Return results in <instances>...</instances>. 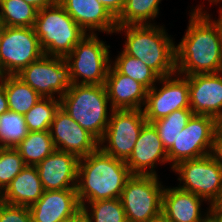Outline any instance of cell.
Listing matches in <instances>:
<instances>
[{"label": "cell", "mask_w": 222, "mask_h": 222, "mask_svg": "<svg viewBox=\"0 0 222 222\" xmlns=\"http://www.w3.org/2000/svg\"><path fill=\"white\" fill-rule=\"evenodd\" d=\"M202 6L190 13L189 26L175 45L176 74L190 76L222 71V43L220 32Z\"/></svg>", "instance_id": "cell-1"}, {"label": "cell", "mask_w": 222, "mask_h": 222, "mask_svg": "<svg viewBox=\"0 0 222 222\" xmlns=\"http://www.w3.org/2000/svg\"><path fill=\"white\" fill-rule=\"evenodd\" d=\"M126 162L100 148L79 159L76 193L80 206L86 202L120 198L131 176Z\"/></svg>", "instance_id": "cell-2"}, {"label": "cell", "mask_w": 222, "mask_h": 222, "mask_svg": "<svg viewBox=\"0 0 222 222\" xmlns=\"http://www.w3.org/2000/svg\"><path fill=\"white\" fill-rule=\"evenodd\" d=\"M124 31L126 42L123 51L154 70L160 77L175 75V44L164 27L158 25L117 26Z\"/></svg>", "instance_id": "cell-3"}, {"label": "cell", "mask_w": 222, "mask_h": 222, "mask_svg": "<svg viewBox=\"0 0 222 222\" xmlns=\"http://www.w3.org/2000/svg\"><path fill=\"white\" fill-rule=\"evenodd\" d=\"M108 102L105 85L73 84L60 98V107L100 141L110 119Z\"/></svg>", "instance_id": "cell-4"}, {"label": "cell", "mask_w": 222, "mask_h": 222, "mask_svg": "<svg viewBox=\"0 0 222 222\" xmlns=\"http://www.w3.org/2000/svg\"><path fill=\"white\" fill-rule=\"evenodd\" d=\"M45 55L63 57L87 35L58 2L38 10L34 24Z\"/></svg>", "instance_id": "cell-5"}, {"label": "cell", "mask_w": 222, "mask_h": 222, "mask_svg": "<svg viewBox=\"0 0 222 222\" xmlns=\"http://www.w3.org/2000/svg\"><path fill=\"white\" fill-rule=\"evenodd\" d=\"M96 35L87 33L65 57L73 84L105 85L108 70L112 64L110 46L99 40ZM79 78L82 80L79 81Z\"/></svg>", "instance_id": "cell-6"}, {"label": "cell", "mask_w": 222, "mask_h": 222, "mask_svg": "<svg viewBox=\"0 0 222 222\" xmlns=\"http://www.w3.org/2000/svg\"><path fill=\"white\" fill-rule=\"evenodd\" d=\"M164 188L158 175L132 174L120 196L127 222H148L162 213Z\"/></svg>", "instance_id": "cell-7"}, {"label": "cell", "mask_w": 222, "mask_h": 222, "mask_svg": "<svg viewBox=\"0 0 222 222\" xmlns=\"http://www.w3.org/2000/svg\"><path fill=\"white\" fill-rule=\"evenodd\" d=\"M43 54L34 27L3 26L0 41V76L17 75Z\"/></svg>", "instance_id": "cell-8"}, {"label": "cell", "mask_w": 222, "mask_h": 222, "mask_svg": "<svg viewBox=\"0 0 222 222\" xmlns=\"http://www.w3.org/2000/svg\"><path fill=\"white\" fill-rule=\"evenodd\" d=\"M222 124L210 115L193 114L185 128L167 151L171 168L178 163L209 155L215 132Z\"/></svg>", "instance_id": "cell-9"}, {"label": "cell", "mask_w": 222, "mask_h": 222, "mask_svg": "<svg viewBox=\"0 0 222 222\" xmlns=\"http://www.w3.org/2000/svg\"><path fill=\"white\" fill-rule=\"evenodd\" d=\"M110 111L108 126L103 138L99 141V148L104 153L126 162L147 121L143 109ZM105 142L108 144L104 145Z\"/></svg>", "instance_id": "cell-10"}, {"label": "cell", "mask_w": 222, "mask_h": 222, "mask_svg": "<svg viewBox=\"0 0 222 222\" xmlns=\"http://www.w3.org/2000/svg\"><path fill=\"white\" fill-rule=\"evenodd\" d=\"M179 174L183 185L178 188L208 200L210 207L219 199L222 192V167L212 156L185 160L172 168Z\"/></svg>", "instance_id": "cell-11"}, {"label": "cell", "mask_w": 222, "mask_h": 222, "mask_svg": "<svg viewBox=\"0 0 222 222\" xmlns=\"http://www.w3.org/2000/svg\"><path fill=\"white\" fill-rule=\"evenodd\" d=\"M17 76L34 89L42 98L58 99L73 85L69 65L63 57L43 54L26 66Z\"/></svg>", "instance_id": "cell-12"}, {"label": "cell", "mask_w": 222, "mask_h": 222, "mask_svg": "<svg viewBox=\"0 0 222 222\" xmlns=\"http://www.w3.org/2000/svg\"><path fill=\"white\" fill-rule=\"evenodd\" d=\"M177 75L175 74V78L173 75L160 77L158 81L163 86L160 89L153 86L147 91L143 112L148 123L166 117L176 110L190 109L188 76Z\"/></svg>", "instance_id": "cell-13"}, {"label": "cell", "mask_w": 222, "mask_h": 222, "mask_svg": "<svg viewBox=\"0 0 222 222\" xmlns=\"http://www.w3.org/2000/svg\"><path fill=\"white\" fill-rule=\"evenodd\" d=\"M49 131L56 150L73 153L79 158L99 148V141L61 107L56 111Z\"/></svg>", "instance_id": "cell-14"}, {"label": "cell", "mask_w": 222, "mask_h": 222, "mask_svg": "<svg viewBox=\"0 0 222 222\" xmlns=\"http://www.w3.org/2000/svg\"><path fill=\"white\" fill-rule=\"evenodd\" d=\"M190 109L210 115L222 124V71L188 76Z\"/></svg>", "instance_id": "cell-15"}, {"label": "cell", "mask_w": 222, "mask_h": 222, "mask_svg": "<svg viewBox=\"0 0 222 222\" xmlns=\"http://www.w3.org/2000/svg\"><path fill=\"white\" fill-rule=\"evenodd\" d=\"M79 159L73 153L55 150L36 165L44 191L76 189Z\"/></svg>", "instance_id": "cell-16"}, {"label": "cell", "mask_w": 222, "mask_h": 222, "mask_svg": "<svg viewBox=\"0 0 222 222\" xmlns=\"http://www.w3.org/2000/svg\"><path fill=\"white\" fill-rule=\"evenodd\" d=\"M157 162L162 164L168 162L167 151L155 127L147 122L139 134L126 165L131 174L157 175L154 170Z\"/></svg>", "instance_id": "cell-17"}, {"label": "cell", "mask_w": 222, "mask_h": 222, "mask_svg": "<svg viewBox=\"0 0 222 222\" xmlns=\"http://www.w3.org/2000/svg\"><path fill=\"white\" fill-rule=\"evenodd\" d=\"M32 222H60L74 217L80 210L76 189L44 191L42 197L29 206Z\"/></svg>", "instance_id": "cell-18"}, {"label": "cell", "mask_w": 222, "mask_h": 222, "mask_svg": "<svg viewBox=\"0 0 222 222\" xmlns=\"http://www.w3.org/2000/svg\"><path fill=\"white\" fill-rule=\"evenodd\" d=\"M58 2L86 33L87 30L89 34H94L97 30L109 34L116 31V18L98 0H58Z\"/></svg>", "instance_id": "cell-19"}, {"label": "cell", "mask_w": 222, "mask_h": 222, "mask_svg": "<svg viewBox=\"0 0 222 222\" xmlns=\"http://www.w3.org/2000/svg\"><path fill=\"white\" fill-rule=\"evenodd\" d=\"M105 87L111 110L143 109L148 89L138 81L120 74L110 65Z\"/></svg>", "instance_id": "cell-20"}, {"label": "cell", "mask_w": 222, "mask_h": 222, "mask_svg": "<svg viewBox=\"0 0 222 222\" xmlns=\"http://www.w3.org/2000/svg\"><path fill=\"white\" fill-rule=\"evenodd\" d=\"M203 198L178 187L164 188L162 213L170 222H205L210 216V207L206 216L201 214Z\"/></svg>", "instance_id": "cell-21"}, {"label": "cell", "mask_w": 222, "mask_h": 222, "mask_svg": "<svg viewBox=\"0 0 222 222\" xmlns=\"http://www.w3.org/2000/svg\"><path fill=\"white\" fill-rule=\"evenodd\" d=\"M44 193L36 166H26L0 195V200L10 205L30 206Z\"/></svg>", "instance_id": "cell-22"}, {"label": "cell", "mask_w": 222, "mask_h": 222, "mask_svg": "<svg viewBox=\"0 0 222 222\" xmlns=\"http://www.w3.org/2000/svg\"><path fill=\"white\" fill-rule=\"evenodd\" d=\"M7 96L8 109L25 115L42 97L17 75L0 76Z\"/></svg>", "instance_id": "cell-23"}, {"label": "cell", "mask_w": 222, "mask_h": 222, "mask_svg": "<svg viewBox=\"0 0 222 222\" xmlns=\"http://www.w3.org/2000/svg\"><path fill=\"white\" fill-rule=\"evenodd\" d=\"M26 166H36L56 149L50 131L28 132L16 147Z\"/></svg>", "instance_id": "cell-24"}, {"label": "cell", "mask_w": 222, "mask_h": 222, "mask_svg": "<svg viewBox=\"0 0 222 222\" xmlns=\"http://www.w3.org/2000/svg\"><path fill=\"white\" fill-rule=\"evenodd\" d=\"M160 1L161 0H126L122 12L116 18L117 26L152 25L150 19L153 20L158 16V5Z\"/></svg>", "instance_id": "cell-25"}, {"label": "cell", "mask_w": 222, "mask_h": 222, "mask_svg": "<svg viewBox=\"0 0 222 222\" xmlns=\"http://www.w3.org/2000/svg\"><path fill=\"white\" fill-rule=\"evenodd\" d=\"M38 10L24 0H0L3 26L34 27Z\"/></svg>", "instance_id": "cell-26"}, {"label": "cell", "mask_w": 222, "mask_h": 222, "mask_svg": "<svg viewBox=\"0 0 222 222\" xmlns=\"http://www.w3.org/2000/svg\"><path fill=\"white\" fill-rule=\"evenodd\" d=\"M113 67L125 76L143 84L148 90L158 82L160 76L140 59L126 54L124 51L117 56Z\"/></svg>", "instance_id": "cell-27"}, {"label": "cell", "mask_w": 222, "mask_h": 222, "mask_svg": "<svg viewBox=\"0 0 222 222\" xmlns=\"http://www.w3.org/2000/svg\"><path fill=\"white\" fill-rule=\"evenodd\" d=\"M192 115L191 109H179L166 117L151 122L157 130L166 151L173 146L177 136L185 128Z\"/></svg>", "instance_id": "cell-28"}, {"label": "cell", "mask_w": 222, "mask_h": 222, "mask_svg": "<svg viewBox=\"0 0 222 222\" xmlns=\"http://www.w3.org/2000/svg\"><path fill=\"white\" fill-rule=\"evenodd\" d=\"M82 206L84 222H127L126 214L120 198L97 200Z\"/></svg>", "instance_id": "cell-29"}, {"label": "cell", "mask_w": 222, "mask_h": 222, "mask_svg": "<svg viewBox=\"0 0 222 222\" xmlns=\"http://www.w3.org/2000/svg\"><path fill=\"white\" fill-rule=\"evenodd\" d=\"M28 132L24 115L10 110L0 115V148H16Z\"/></svg>", "instance_id": "cell-30"}, {"label": "cell", "mask_w": 222, "mask_h": 222, "mask_svg": "<svg viewBox=\"0 0 222 222\" xmlns=\"http://www.w3.org/2000/svg\"><path fill=\"white\" fill-rule=\"evenodd\" d=\"M59 107V99L41 98L24 115L28 131H49L54 115Z\"/></svg>", "instance_id": "cell-31"}, {"label": "cell", "mask_w": 222, "mask_h": 222, "mask_svg": "<svg viewBox=\"0 0 222 222\" xmlns=\"http://www.w3.org/2000/svg\"><path fill=\"white\" fill-rule=\"evenodd\" d=\"M25 167L16 148H0V195Z\"/></svg>", "instance_id": "cell-32"}, {"label": "cell", "mask_w": 222, "mask_h": 222, "mask_svg": "<svg viewBox=\"0 0 222 222\" xmlns=\"http://www.w3.org/2000/svg\"><path fill=\"white\" fill-rule=\"evenodd\" d=\"M0 222H32L28 206L10 205L0 200Z\"/></svg>", "instance_id": "cell-33"}, {"label": "cell", "mask_w": 222, "mask_h": 222, "mask_svg": "<svg viewBox=\"0 0 222 222\" xmlns=\"http://www.w3.org/2000/svg\"><path fill=\"white\" fill-rule=\"evenodd\" d=\"M210 155L222 167V125L215 132Z\"/></svg>", "instance_id": "cell-34"}, {"label": "cell", "mask_w": 222, "mask_h": 222, "mask_svg": "<svg viewBox=\"0 0 222 222\" xmlns=\"http://www.w3.org/2000/svg\"><path fill=\"white\" fill-rule=\"evenodd\" d=\"M109 12L117 18L122 12L126 0H98Z\"/></svg>", "instance_id": "cell-35"}, {"label": "cell", "mask_w": 222, "mask_h": 222, "mask_svg": "<svg viewBox=\"0 0 222 222\" xmlns=\"http://www.w3.org/2000/svg\"><path fill=\"white\" fill-rule=\"evenodd\" d=\"M26 3L34 6L37 10L51 6L58 0H24Z\"/></svg>", "instance_id": "cell-36"}, {"label": "cell", "mask_w": 222, "mask_h": 222, "mask_svg": "<svg viewBox=\"0 0 222 222\" xmlns=\"http://www.w3.org/2000/svg\"><path fill=\"white\" fill-rule=\"evenodd\" d=\"M7 96L4 87L0 84V115L8 111Z\"/></svg>", "instance_id": "cell-37"}, {"label": "cell", "mask_w": 222, "mask_h": 222, "mask_svg": "<svg viewBox=\"0 0 222 222\" xmlns=\"http://www.w3.org/2000/svg\"><path fill=\"white\" fill-rule=\"evenodd\" d=\"M210 213H222V192L219 199L210 207Z\"/></svg>", "instance_id": "cell-38"}, {"label": "cell", "mask_w": 222, "mask_h": 222, "mask_svg": "<svg viewBox=\"0 0 222 222\" xmlns=\"http://www.w3.org/2000/svg\"><path fill=\"white\" fill-rule=\"evenodd\" d=\"M60 222H84V216L82 210H80L74 217H71L69 219Z\"/></svg>", "instance_id": "cell-39"}, {"label": "cell", "mask_w": 222, "mask_h": 222, "mask_svg": "<svg viewBox=\"0 0 222 222\" xmlns=\"http://www.w3.org/2000/svg\"><path fill=\"white\" fill-rule=\"evenodd\" d=\"M148 222H170V221L163 213H160L158 216L151 218Z\"/></svg>", "instance_id": "cell-40"}, {"label": "cell", "mask_w": 222, "mask_h": 222, "mask_svg": "<svg viewBox=\"0 0 222 222\" xmlns=\"http://www.w3.org/2000/svg\"><path fill=\"white\" fill-rule=\"evenodd\" d=\"M219 13H220L219 19L218 20H213V21L216 23V25L218 27V30L220 32V37H221V43H222V8H220V12Z\"/></svg>", "instance_id": "cell-41"}, {"label": "cell", "mask_w": 222, "mask_h": 222, "mask_svg": "<svg viewBox=\"0 0 222 222\" xmlns=\"http://www.w3.org/2000/svg\"><path fill=\"white\" fill-rule=\"evenodd\" d=\"M210 215H211L217 222H222V213H210Z\"/></svg>", "instance_id": "cell-42"}, {"label": "cell", "mask_w": 222, "mask_h": 222, "mask_svg": "<svg viewBox=\"0 0 222 222\" xmlns=\"http://www.w3.org/2000/svg\"><path fill=\"white\" fill-rule=\"evenodd\" d=\"M205 222H217L211 215Z\"/></svg>", "instance_id": "cell-43"}, {"label": "cell", "mask_w": 222, "mask_h": 222, "mask_svg": "<svg viewBox=\"0 0 222 222\" xmlns=\"http://www.w3.org/2000/svg\"><path fill=\"white\" fill-rule=\"evenodd\" d=\"M210 3H219L221 2L222 0H208Z\"/></svg>", "instance_id": "cell-44"}, {"label": "cell", "mask_w": 222, "mask_h": 222, "mask_svg": "<svg viewBox=\"0 0 222 222\" xmlns=\"http://www.w3.org/2000/svg\"><path fill=\"white\" fill-rule=\"evenodd\" d=\"M3 30V23H2V20H1V15H0V31Z\"/></svg>", "instance_id": "cell-45"}]
</instances>
